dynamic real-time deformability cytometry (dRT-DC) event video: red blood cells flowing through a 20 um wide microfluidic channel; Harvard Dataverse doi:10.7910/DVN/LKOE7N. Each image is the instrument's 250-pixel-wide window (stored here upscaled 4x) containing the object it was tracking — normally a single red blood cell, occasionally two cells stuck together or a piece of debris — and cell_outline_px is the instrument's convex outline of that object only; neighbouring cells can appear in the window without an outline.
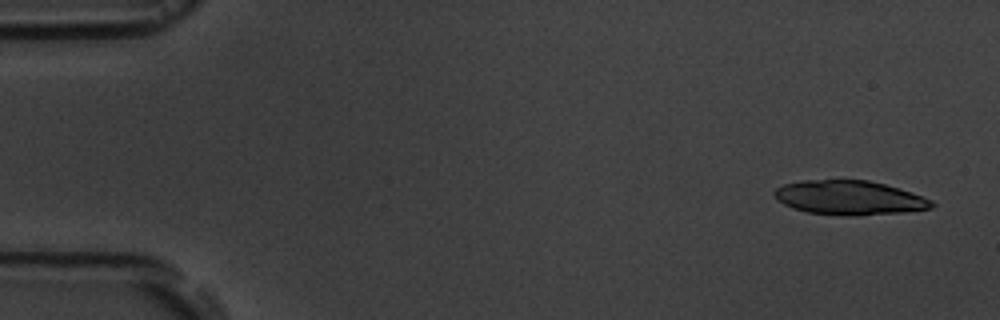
{"species": "common noctule bat (a hibernating species)", "species_latin": "Nyctalus noctula", "temperature_condition": "room temperature", "stored_images_in_passage": 6, "camera_frame_rate_fps": 3000, "um_per_image_px": 0.085, "animal": {"sex": "male", "body_mass_g": 19.5, "forearm_length_mm": 54.6}, "frame": {"image": 1, "passage_image": 1, "time_ms": 0.0, "image_size_px": [1000, 320], "cell_outline_px": [[936, 204], [932, 208], [900, 212], [848, 216], [808, 212], [792, 208], [776, 200], [772, 192], [776, 188], [784, 184], [804, 180], [868, 180], [884, 184], [932, 200]], "centroid_in_image_um": [72.13, 16.8], "position_along_channel_um": 12.9, "area_um2": 31.04}}